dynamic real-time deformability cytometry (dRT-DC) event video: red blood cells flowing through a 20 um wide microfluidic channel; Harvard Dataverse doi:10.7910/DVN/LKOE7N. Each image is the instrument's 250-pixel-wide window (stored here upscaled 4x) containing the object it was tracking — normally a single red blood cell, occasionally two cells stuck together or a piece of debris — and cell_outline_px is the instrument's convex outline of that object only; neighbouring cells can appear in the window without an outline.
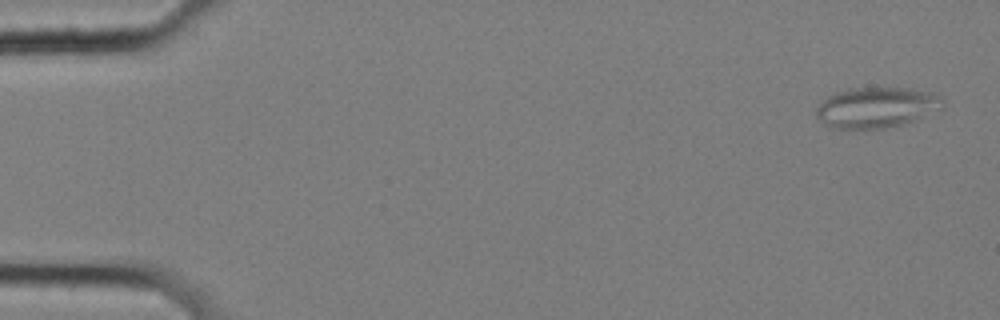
{"species": "common noctule bat (a hibernating species)", "species_latin": "Nyctalus noctula", "temperature_condition": "cold", "stored_images_in_passage": 57, "camera_frame_rate_fps": 3000, "um_per_image_px": 0.085, "animal": {"sex": "female", "body_mass_g": 25.1}, "frame": {"image": 1, "passage_image": 2, "time_ms": 0.333, "image_size_px": [1000, 320], "cell_outline_px": [[944, 108], [912, 120], [900, 124], [884, 128], [832, 128], [816, 116], [816, 108], [828, 96], [836, 92], [848, 88], [912, 88], [932, 92], [944, 100]], "centroid_in_image_um": [74.52, 9.11], "position_along_channel_um": 10.5, "area_um2": 29.59}}
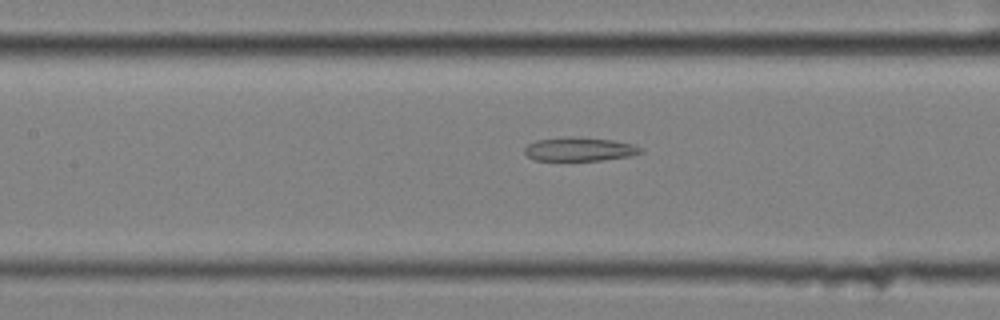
{"frame": {"image": 2, "passage_image": 26, "time_ms": 8.333, "image_size_px": [1000, 320], "cell_outline_px": [[644, 152], [628, 156], [600, 160], [536, 160], [528, 156], [524, 152], [524, 148], [528, 144], [536, 140], [568, 136], [572, 136], [612, 140], [632, 144], [640, 148]], "centroid_in_image_um": [49.22, 12.67], "position_along_channel_um": 158.2, "area_um2": 15.9}}
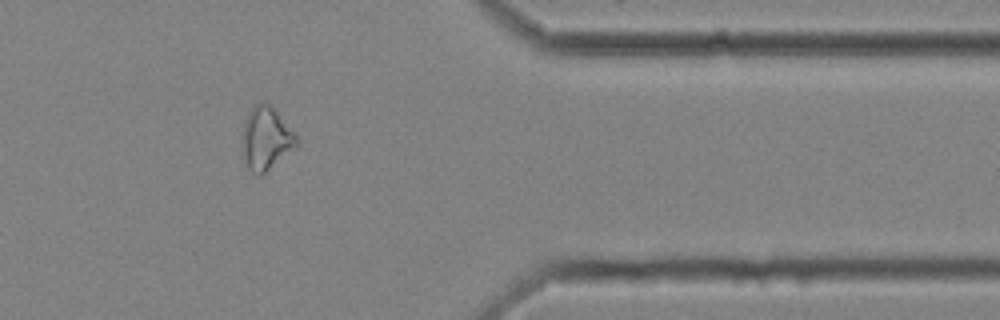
{"frame": {"image": 3, "passage_image": 47, "time_ms": 15.333, "image_size_px": [1000, 320], "cell_outline_px": [[296, 144], [260, 176], [256, 176], [248, 168], [244, 156], [244, 120], [248, 112], [256, 104], [272, 104], [296, 136]], "centroid_in_image_um": [22.59, 11.74], "position_along_channel_um": 388.8, "area_um2": 18.9}}